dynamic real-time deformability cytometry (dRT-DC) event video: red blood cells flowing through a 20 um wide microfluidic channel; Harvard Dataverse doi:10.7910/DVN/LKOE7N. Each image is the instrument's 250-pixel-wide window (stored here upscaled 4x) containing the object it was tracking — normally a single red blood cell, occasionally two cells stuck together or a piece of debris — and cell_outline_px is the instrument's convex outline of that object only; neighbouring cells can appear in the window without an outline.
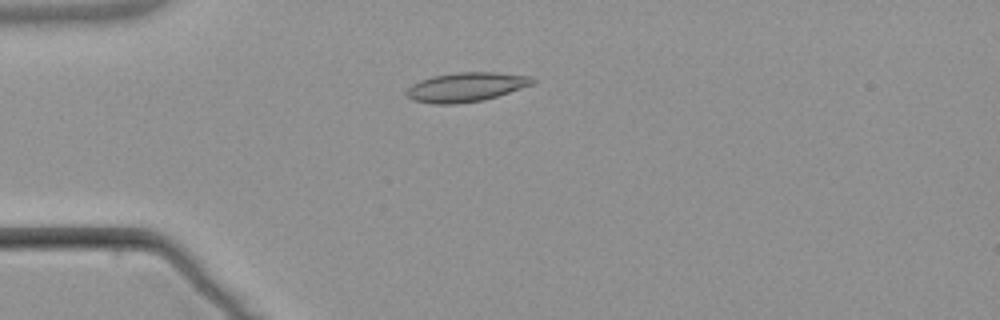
{"species": "common noctule bat (a hibernating species)", "species_latin": "Nyctalus noctula", "temperature_condition": "warm", "stored_images_in_passage": 6, "camera_frame_rate_fps": 3000, "um_per_image_px": 0.085, "animal": {"sex": "male", "body_mass_g": 21.5, "forearm_length_mm": 52.0}, "frame": {"image": 1, "passage_image": 3, "time_ms": 4.0, "image_size_px": [1000, 320], "cell_outline_px": [[536, 80], [532, 84], [484, 100], [456, 104], [432, 104], [412, 100], [404, 92], [412, 84], [420, 80], [432, 76], [456, 72], [500, 72], [532, 76]], "centroid_in_image_um": [39.59, 7.39], "position_along_channel_um": 45.4, "area_um2": 21.56}}
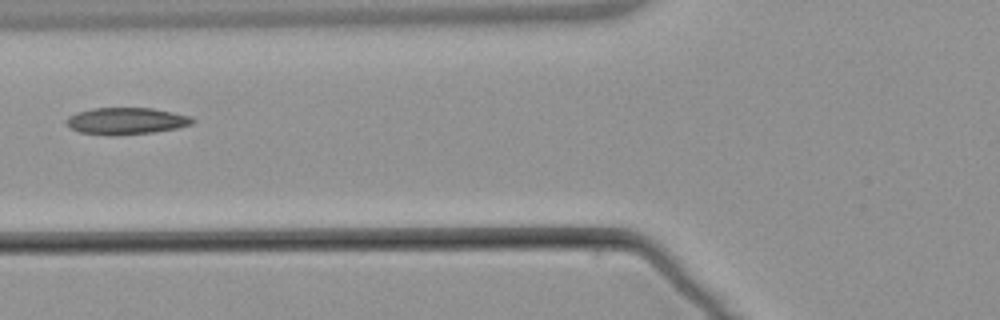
{"frame": {"image": 2, "passage_image": 5, "time_ms": 6.333, "image_size_px": [1000, 320], "cell_outline_px": [[196, 120], [192, 124], [176, 128], [152, 132], [116, 136], [104, 136], [80, 132], [64, 124], [64, 120], [68, 116], [76, 112], [92, 108], [152, 108], [192, 116]], "centroid_in_image_um": [10.68, 10.29], "position_along_channel_um": 115.1, "area_um2": 20.0}}
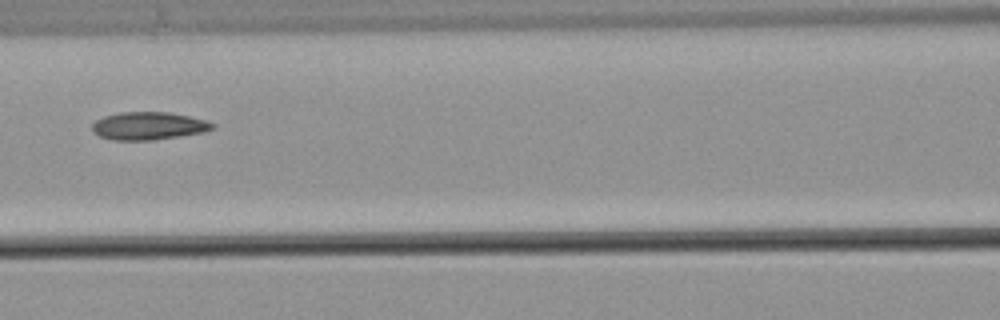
{"frame": {"image": 3, "passage_image": 6, "time_ms": 7.333, "image_size_px": [1000, 320], "cell_outline_px": [[216, 128], [204, 132], [180, 136], [152, 140], [112, 140], [100, 136], [92, 132], [92, 124], [96, 120], [104, 116], [120, 112], [168, 112], [208, 120], [216, 124]], "centroid_in_image_um": [12.65, 10.7], "position_along_channel_um": 153.9, "area_um2": 19.65}}